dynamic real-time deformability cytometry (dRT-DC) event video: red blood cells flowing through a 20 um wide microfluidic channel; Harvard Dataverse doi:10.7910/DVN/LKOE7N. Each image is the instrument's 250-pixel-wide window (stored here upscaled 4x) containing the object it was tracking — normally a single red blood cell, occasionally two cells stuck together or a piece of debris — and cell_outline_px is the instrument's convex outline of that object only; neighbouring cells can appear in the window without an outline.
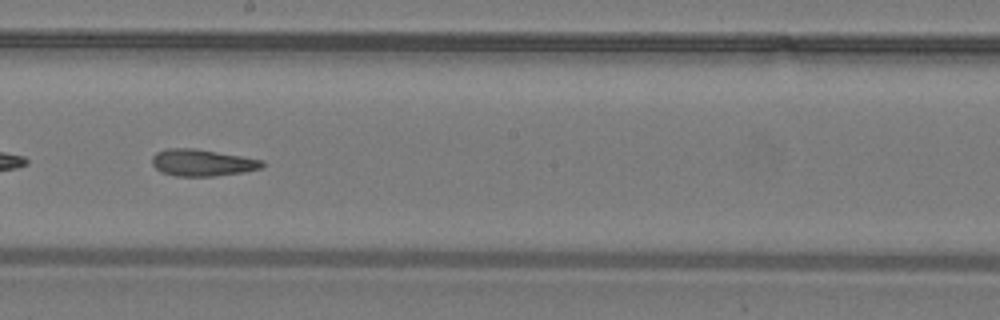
{"species": "common noctule bat (a hibernating species)", "species_latin": "Nyctalus noctula", "temperature_condition": "warm", "stored_images_in_passage": 31, "camera_frame_rate_fps": 3000, "um_per_image_px": 0.085, "animal": {"sex": "male", "body_mass_g": 19.2, "forearm_length_mm": 51.8}, "frame": {"image": 1, "passage_image": 14, "time_ms": 4.333, "image_size_px": [1000, 320], "cell_outline_px": [[264, 164], [260, 168], [244, 172], [212, 176], [176, 176], [160, 172], [152, 164], [152, 156], [156, 152], [168, 148], [192, 148], [264, 160]], "centroid_in_image_um": [17.15, 13.83], "position_along_channel_um": 231.1, "area_um2": 17.05}}